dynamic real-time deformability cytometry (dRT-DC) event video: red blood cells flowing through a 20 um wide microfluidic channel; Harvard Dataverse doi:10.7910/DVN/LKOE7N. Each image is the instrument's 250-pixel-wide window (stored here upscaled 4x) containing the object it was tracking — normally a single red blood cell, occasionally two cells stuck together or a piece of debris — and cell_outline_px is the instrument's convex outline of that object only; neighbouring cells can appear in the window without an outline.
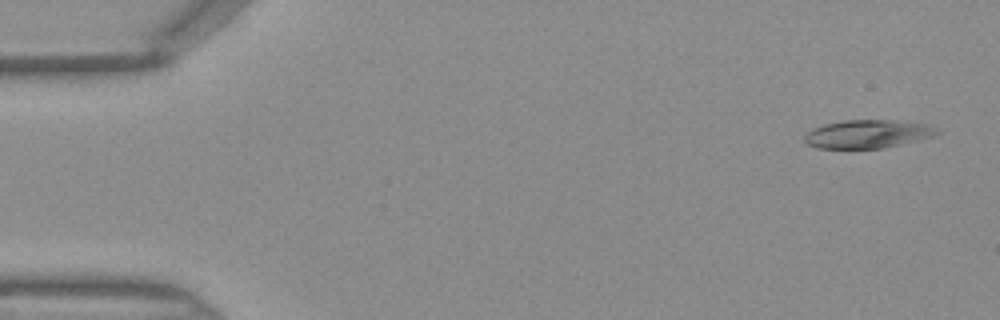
{"species": "Egyptian fruit bat (a non-hibernating species)", "species_latin": "Rousettus aegyptiacus", "temperature_condition": "warm", "stored_images_in_passage": 10, "camera_frame_rate_fps": 3000, "um_per_image_px": 0.085, "frame": {"image": 1, "passage_image": 2, "time_ms": 0.333, "image_size_px": [1000, 320], "cell_outline_px": [[940, 132], [932, 136], [920, 140], [880, 148], [816, 148], [808, 144], [804, 140], [804, 136], [812, 128], [824, 124], [844, 120], [896, 120], [928, 124], [940, 128]], "centroid_in_image_um": [73.77, 11.38], "position_along_channel_um": 11.2, "area_um2": 21.91}}